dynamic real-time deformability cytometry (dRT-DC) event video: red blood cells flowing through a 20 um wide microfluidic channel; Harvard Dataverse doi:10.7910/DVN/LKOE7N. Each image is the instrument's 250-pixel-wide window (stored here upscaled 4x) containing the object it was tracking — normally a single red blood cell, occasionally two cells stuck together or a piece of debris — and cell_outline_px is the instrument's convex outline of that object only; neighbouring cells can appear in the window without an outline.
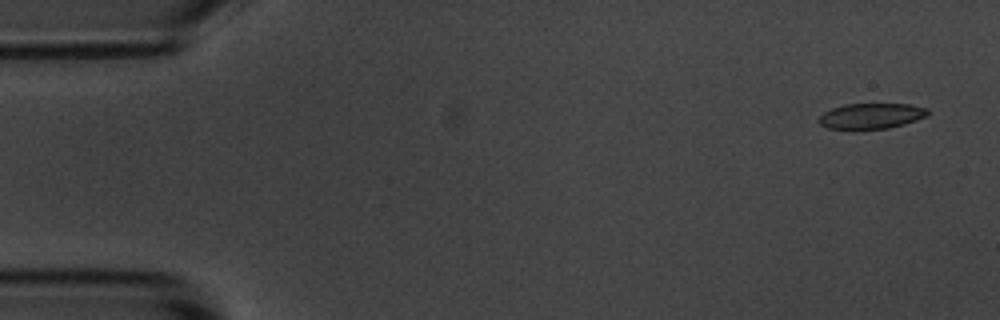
{"species": "common noctule bat (a hibernating species)", "species_latin": "Nyctalus noctula", "temperature_condition": "room temperature", "stored_images_in_passage": 53, "camera_frame_rate_fps": 3000, "um_per_image_px": 0.085, "animal": {"sex": "male", "body_mass_g": 20.1, "forearm_length_mm": 53.5}, "frame": {"image": 1, "passage_image": 1, "time_ms": 0.0, "image_size_px": [1000, 320], "cell_outline_px": [[928, 116], [904, 124], [888, 128], [852, 132], [828, 128], [820, 124], [816, 120], [824, 112], [832, 108], [844, 104], [908, 104], [928, 108]], "centroid_in_image_um": [73.99, 9.9], "position_along_channel_um": 11.0, "area_um2": 16.88}}
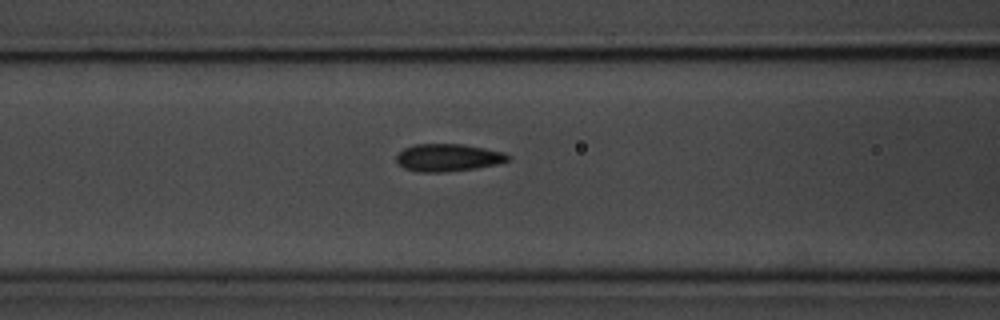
{"frame": {"image": 2, "passage_image": 20, "time_ms": 6.333, "image_size_px": [1000, 320], "cell_outline_px": [[512, 160], [500, 164], [476, 168], [444, 172], [416, 172], [404, 168], [396, 160], [396, 156], [404, 148], [416, 144], [464, 144], [504, 152], [512, 156]], "centroid_in_image_um": [38.15, 13.4], "position_along_channel_um": 128.5, "area_um2": 18.09}}
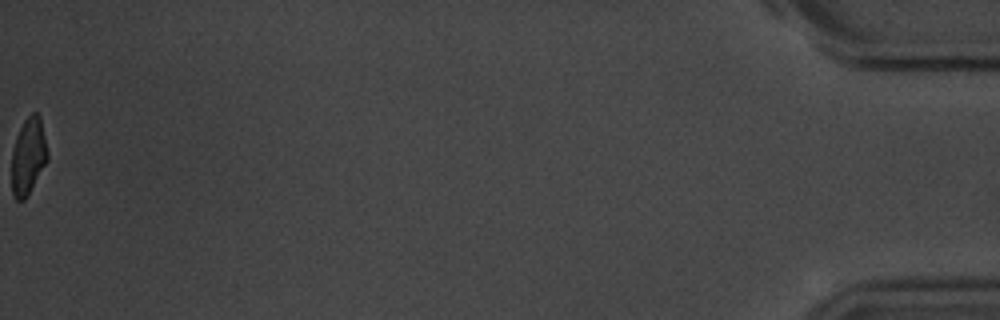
{"frame": {"image": 3, "passage_image": 53, "time_ms": 17.333, "image_size_px": [1000, 320], "cell_outline_px": [[48, 160], [28, 196], [24, 200], [16, 200], [12, 196], [12, 148], [16, 136], [24, 120], [32, 112], [36, 112], [40, 116], [48, 152]], "centroid_in_image_um": [2.4, 13.29], "position_along_channel_um": 432.8, "area_um2": 16.24}, "authors_computed_cell_mechanics": {"area_um2": 17.8024, "velocity_mm_per_s": 3.6998, "shape_relaxation_time_tau1_ms": 4.0184, "shape_relaxation_time_tau2_ms": 1.186, "deformation_change_tau1": 0.1364, "deformation_change_tau2": 0.0636}}